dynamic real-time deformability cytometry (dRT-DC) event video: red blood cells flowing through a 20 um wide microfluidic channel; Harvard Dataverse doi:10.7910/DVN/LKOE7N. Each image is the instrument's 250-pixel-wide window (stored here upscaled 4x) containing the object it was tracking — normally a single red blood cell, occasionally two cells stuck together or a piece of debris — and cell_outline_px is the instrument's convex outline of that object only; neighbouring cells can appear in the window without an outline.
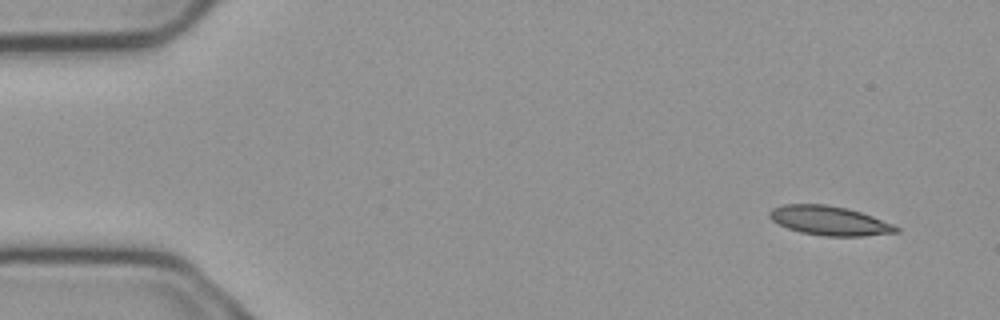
{"species": "common noctule bat (a hibernating species)", "species_latin": "Nyctalus noctula", "temperature_condition": "cold", "stored_images_in_passage": 5, "camera_frame_rate_fps": 3000, "um_per_image_px": 0.085, "animal": {"sex": "male", "body_mass_g": 23.1, "forearm_length_mm": 52.7}, "frame": {"image": 1, "passage_image": 1, "time_ms": 0.0, "image_size_px": [1000, 320], "cell_outline_px": [[900, 232], [864, 236], [824, 236], [800, 232], [788, 228], [772, 220], [768, 216], [768, 212], [772, 208], [784, 204], [824, 204], [848, 208], [872, 216], [892, 224], [900, 228]], "centroid_in_image_um": [70.5, 18.75], "position_along_channel_um": 14.5, "area_um2": 21.56}}
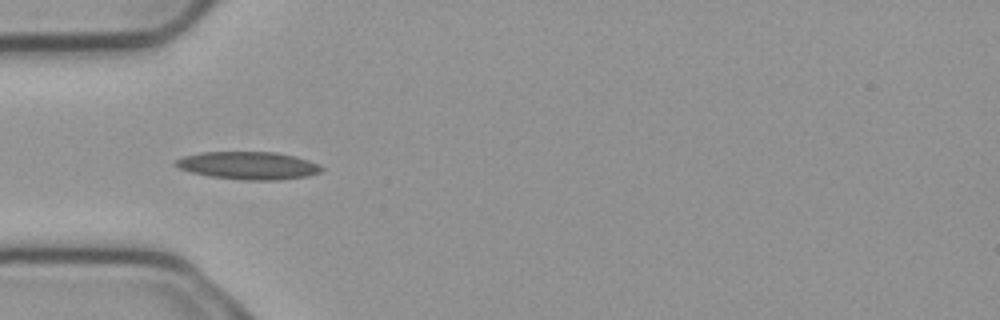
{"frame": {"image": 2, "passage_image": 4, "time_ms": 1.0, "image_size_px": [1000, 320], "cell_outline_px": [[324, 168], [320, 172], [308, 176], [280, 180], [244, 180], [208, 176], [176, 168], [172, 164], [172, 160], [184, 156], [200, 152], [276, 152], [296, 156], [308, 160]], "centroid_in_image_um": [21.05, 14.07], "position_along_channel_um": 64.0, "area_um2": 23.81}}
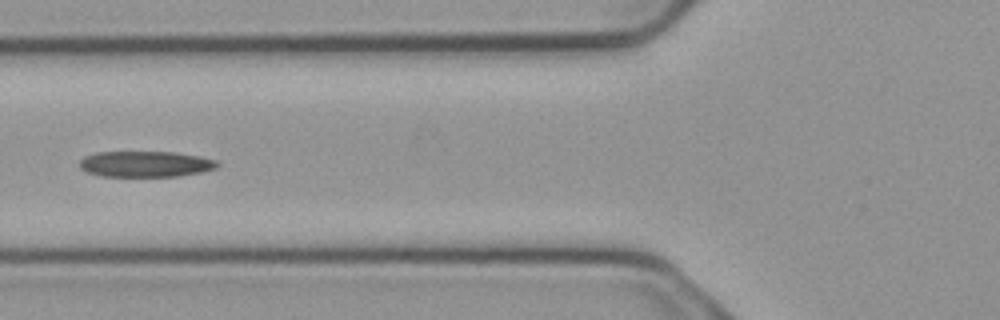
{"frame": {"image": 3, "passage_image": 5, "time_ms": 1.333, "image_size_px": [1000, 320], "cell_outline_px": [[220, 164], [216, 168], [200, 172], [180, 176], [100, 176], [88, 172], [80, 168], [80, 160], [84, 156], [96, 152], [172, 152], [200, 156], [216, 160]], "centroid_in_image_um": [12.36, 13.94], "position_along_channel_um": 113.4, "area_um2": 20.75}}